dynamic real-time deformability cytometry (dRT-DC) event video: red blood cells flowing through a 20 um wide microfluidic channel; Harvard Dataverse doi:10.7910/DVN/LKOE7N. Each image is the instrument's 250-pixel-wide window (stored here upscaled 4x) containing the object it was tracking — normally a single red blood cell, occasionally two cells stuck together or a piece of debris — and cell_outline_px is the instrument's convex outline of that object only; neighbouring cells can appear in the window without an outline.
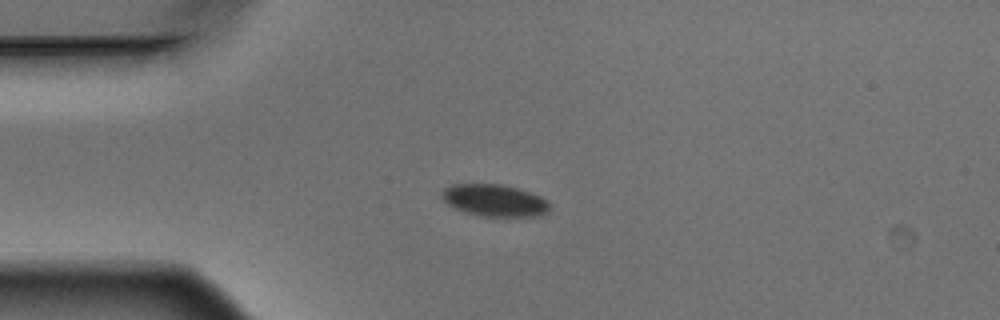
{"species": "Egyptian fruit bat (a non-hibernating species)", "species_latin": "Rousettus aegyptiacus", "temperature_condition": "warm", "stored_images_in_passage": 6, "camera_frame_rate_fps": 3000, "um_per_image_px": 0.085, "animal": {"sex": "male"}, "frame": {"image": 1, "passage_image": 3, "time_ms": 0.667, "image_size_px": [1000, 320], "cell_outline_px": [[548, 212], [536, 216], [480, 216], [464, 212], [448, 204], [440, 196], [440, 192], [444, 188], [452, 184], [500, 184], [516, 188], [540, 196], [548, 200]], "centroid_in_image_um": [41.99, 17.03], "position_along_channel_um": 43.0, "area_um2": 20.0}}
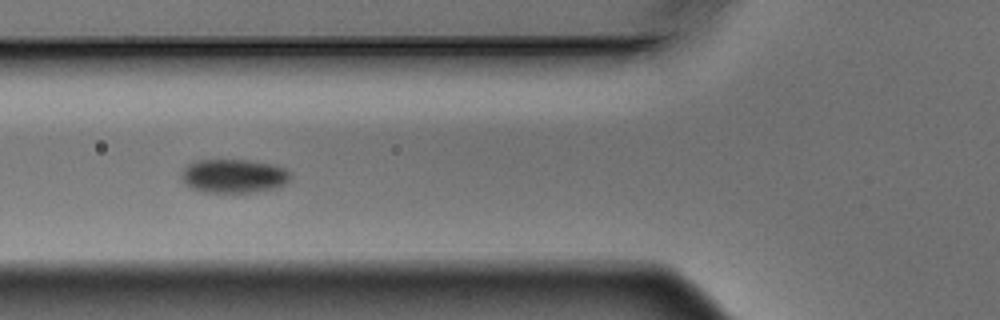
{"frame": {"image": 2, "passage_image": 5, "time_ms": 1.333, "image_size_px": [1000, 320], "cell_outline_px": [[292, 176], [284, 184], [256, 192], [200, 192], [192, 188], [180, 180], [180, 176], [184, 168], [188, 164], [196, 160], [248, 160], [272, 164], [284, 168]], "centroid_in_image_um": [19.81, 14.95], "position_along_channel_um": 106.0, "area_um2": 21.39}}
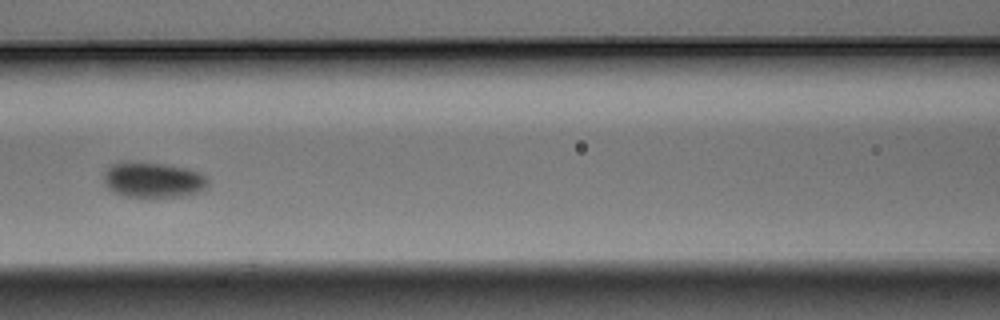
{"frame": {"image": 3, "passage_image": 6, "time_ms": 1.667, "image_size_px": [1000, 320], "cell_outline_px": [[208, 188], [200, 192], [184, 196], [148, 200], [140, 200], [112, 192], [104, 184], [104, 172], [112, 164], [124, 160], [128, 160], [164, 164], [188, 168], [200, 172], [208, 176]], "centroid_in_image_um": [13.03, 15.33], "position_along_channel_um": 153.6, "area_um2": 22.89}}